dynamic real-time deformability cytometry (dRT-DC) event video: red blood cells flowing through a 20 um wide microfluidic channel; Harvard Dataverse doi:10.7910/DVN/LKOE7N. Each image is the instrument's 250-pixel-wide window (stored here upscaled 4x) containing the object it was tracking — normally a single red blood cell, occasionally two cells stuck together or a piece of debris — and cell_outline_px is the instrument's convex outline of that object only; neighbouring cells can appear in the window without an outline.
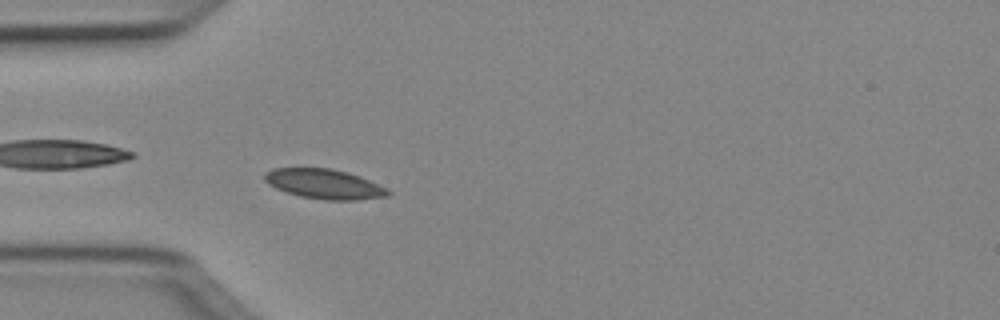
{"species": "Egyptian fruit bat (a non-hibernating species)", "species_latin": "Rousettus aegyptiacus", "temperature_condition": "cold", "stored_images_in_passage": 49, "camera_frame_rate_fps": 3000, "um_per_image_px": 0.085, "animal": {"sex": "female"}, "frame": {"image": 1, "passage_image": 14, "time_ms": 4.333, "image_size_px": [1000, 320], "cell_outline_px": [[392, 192], [388, 196], [356, 200], [324, 200], [300, 196], [276, 188], [268, 184], [264, 180], [264, 172], [272, 168], [332, 168], [348, 172], [360, 176], [388, 188]], "centroid_in_image_um": [27.58, 15.63], "position_along_channel_um": 57.4, "area_um2": 21.56}}
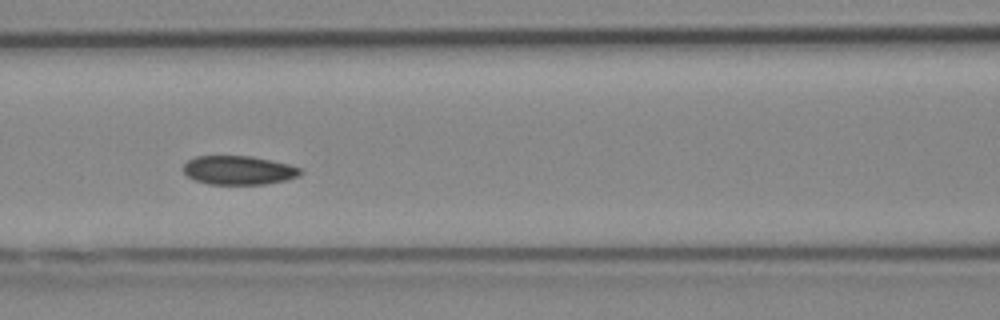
{"frame": {"image": 2, "passage_image": 21, "time_ms": 6.667, "image_size_px": [1000, 320], "cell_outline_px": [[304, 172], [300, 176], [288, 180], [264, 184], [208, 184], [196, 180], [188, 176], [184, 172], [184, 164], [188, 160], [196, 156], [252, 156], [272, 160], [288, 164], [300, 168]], "centroid_in_image_um": [20.33, 14.47], "position_along_channel_um": 146.3, "area_um2": 19.77}}
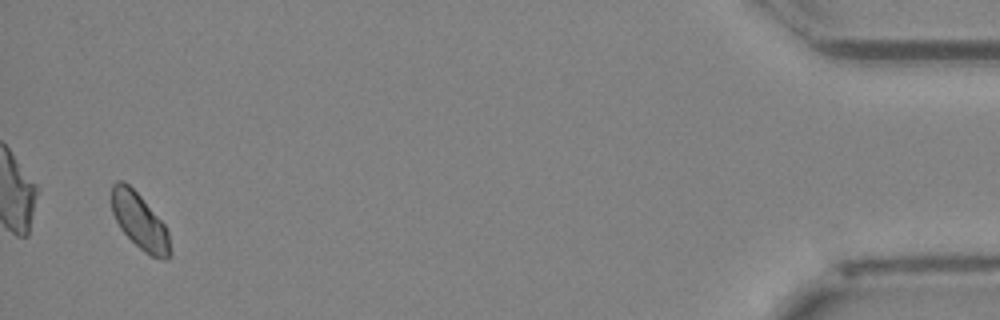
{"frame": {"image": 3, "passage_image": 48, "time_ms": 15.667, "image_size_px": [1000, 320], "cell_outline_px": [[172, 256], [168, 260], [160, 260], [144, 252], [120, 228], [112, 212], [112, 184], [116, 180], [124, 180], [140, 196], [164, 224], [168, 232], [172, 252]], "centroid_in_image_um": [11.9, 18.84], "position_along_channel_um": 423.3, "area_um2": 19.02}}